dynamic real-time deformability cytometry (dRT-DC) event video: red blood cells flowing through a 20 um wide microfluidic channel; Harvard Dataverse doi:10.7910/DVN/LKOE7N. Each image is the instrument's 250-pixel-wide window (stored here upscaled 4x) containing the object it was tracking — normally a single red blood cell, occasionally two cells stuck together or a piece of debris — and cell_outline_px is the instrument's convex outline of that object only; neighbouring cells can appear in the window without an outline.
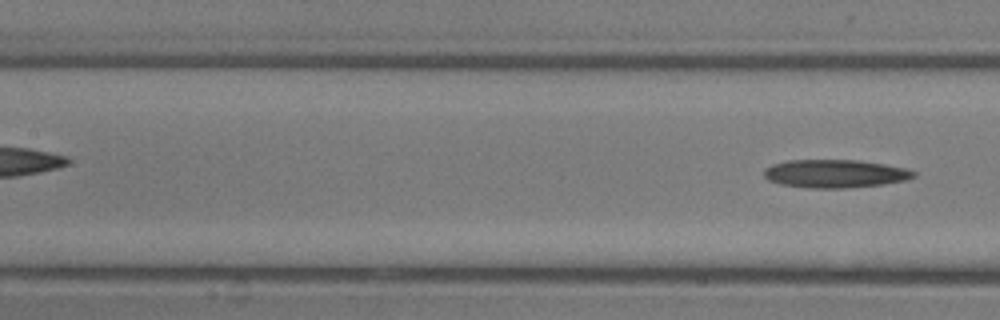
{"species": "common noctule bat (a hibernating species)", "species_latin": "Nyctalus noctula", "temperature_condition": "room temperature", "stored_images_in_passage": 14, "segment_of_instrument_passage": [2, 2], "camera_frame_rate_fps": 3000, "um_per_image_px": 0.085, "animal": {"sex": "male", "body_mass_g": 13.3}, "frame": {"image": 1, "passage_image": 14, "time_ms": 4.333, "image_size_px": [1000, 320], "cell_outline_px": [[916, 176], [904, 180], [880, 184], [848, 188], [812, 188], [780, 184], [768, 180], [764, 176], [764, 168], [772, 164], [788, 160], [860, 160], [908, 168], [916, 172]], "centroid_in_image_um": [70.97, 14.75], "position_along_channel_um": 136.4, "area_um2": 24.57}}